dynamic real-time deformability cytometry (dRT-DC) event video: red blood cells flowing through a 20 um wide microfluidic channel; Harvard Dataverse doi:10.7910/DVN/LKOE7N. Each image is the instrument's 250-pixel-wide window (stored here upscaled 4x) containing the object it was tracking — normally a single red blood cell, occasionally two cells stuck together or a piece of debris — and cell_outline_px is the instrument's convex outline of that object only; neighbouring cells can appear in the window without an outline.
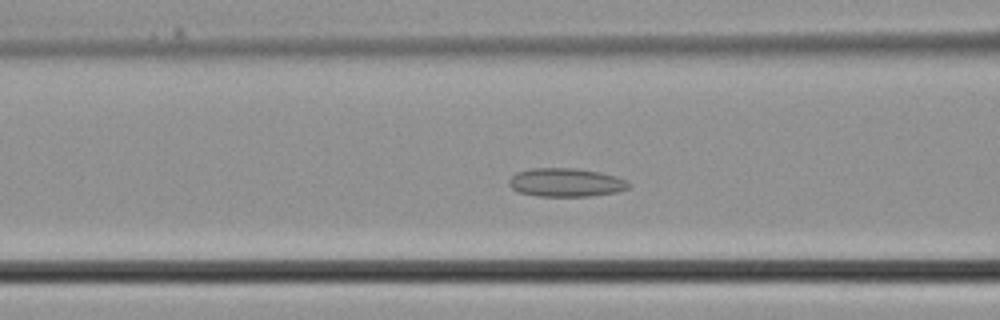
{"species": "common noctule bat (a hibernating species)", "species_latin": "Nyctalus noctula", "temperature_condition": "cold", "stored_images_in_passage": 33, "camera_frame_rate_fps": 3000, "um_per_image_px": 0.085, "animal": {"sex": "male", "body_mass_g": 21.5, "forearm_length_mm": 52.0}, "frame": {"image": 1, "passage_image": 9, "time_ms": 2.667, "image_size_px": [1000, 320], "cell_outline_px": [[632, 184], [628, 188], [616, 192], [592, 196], [540, 196], [520, 192], [512, 188], [508, 184], [508, 180], [516, 172], [532, 168], [576, 168], [600, 172], [616, 176], [628, 180]], "centroid_in_image_um": [48.13, 15.5], "position_along_channel_um": 118.5, "area_um2": 20.0}}
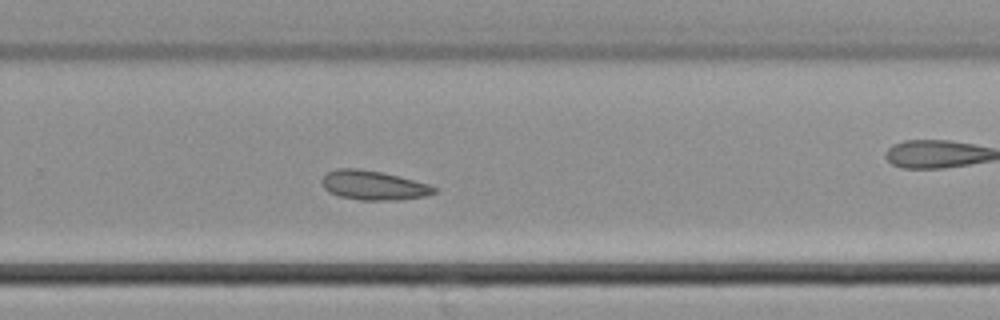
{"frame": {"image": 2, "passage_image": 19, "time_ms": 6.0, "image_size_px": [1000, 320], "cell_outline_px": [[436, 192], [424, 196], [400, 200], [360, 200], [340, 196], [328, 192], [324, 188], [320, 180], [328, 172], [336, 168], [356, 168], [380, 172], [428, 184], [436, 188]], "centroid_in_image_um": [31.69, 15.76], "position_along_channel_um": 298.1, "area_um2": 18.96}}
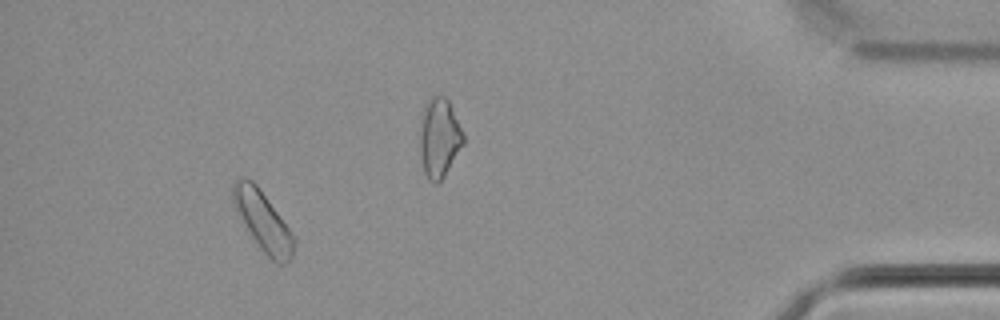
{"frame": {"image": 3, "passage_image": 29, "time_ms": 9.333, "image_size_px": [1000, 320], "cell_outline_px": [[296, 240], [292, 260], [284, 264], [280, 264], [272, 260], [260, 248], [252, 236], [240, 216], [232, 200], [232, 184], [236, 180], [252, 180], [256, 184], [268, 200], [288, 228]], "centroid_in_image_um": [22.38, 18.84], "position_along_channel_um": 412.8, "area_um2": 20.35}}